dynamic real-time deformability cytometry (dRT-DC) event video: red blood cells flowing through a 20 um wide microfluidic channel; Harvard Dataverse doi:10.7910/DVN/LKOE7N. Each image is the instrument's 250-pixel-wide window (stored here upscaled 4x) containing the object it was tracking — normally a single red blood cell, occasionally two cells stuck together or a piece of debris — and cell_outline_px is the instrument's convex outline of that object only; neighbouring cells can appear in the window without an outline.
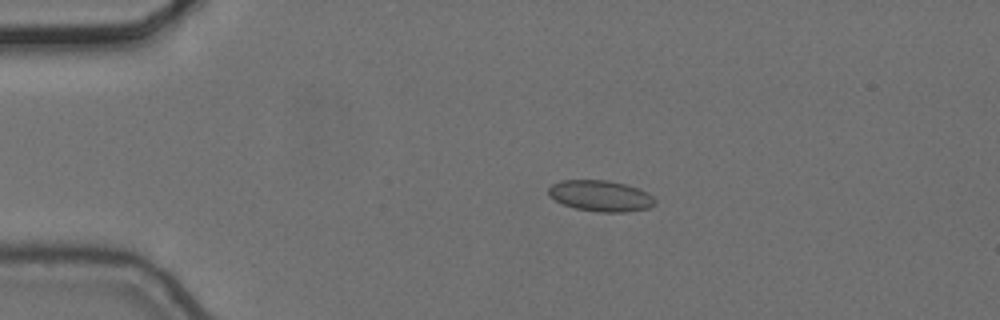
{"species": "common noctule bat (a hibernating species)", "species_latin": "Nyctalus noctula", "temperature_condition": "cold", "stored_images_in_passage": 14, "camera_frame_rate_fps": 3000, "um_per_image_px": 0.085, "animal": {"sex": "female", "body_mass_g": 24.6, "forearm_length_mm": 56.2}, "frame": {"image": 1, "passage_image": 4, "time_ms": 1.0, "image_size_px": [1000, 320], "cell_outline_px": [[656, 204], [648, 208], [628, 212], [600, 212], [576, 208], [564, 204], [548, 196], [548, 188], [552, 184], [560, 180], [608, 180], [624, 184], [648, 192], [656, 200]], "centroid_in_image_um": [51.05, 16.65], "position_along_channel_um": 33.9, "area_um2": 19.25}}
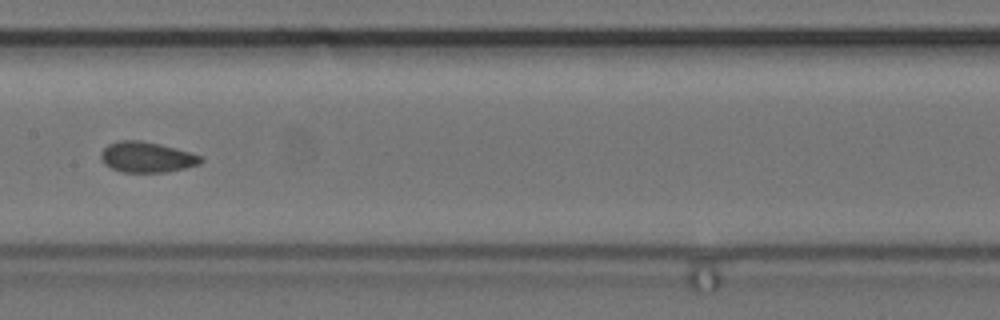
{"frame": {"image": 2, "passage_image": 8, "time_ms": 2.333, "image_size_px": [1000, 320], "cell_outline_px": [[204, 160], [200, 164], [168, 172], [120, 172], [104, 164], [100, 156], [100, 152], [108, 144], [120, 140], [140, 140], [160, 144], [176, 148], [200, 156]], "centroid_in_image_um": [12.45, 13.36], "position_along_channel_um": 194.9, "area_um2": 17.8}}
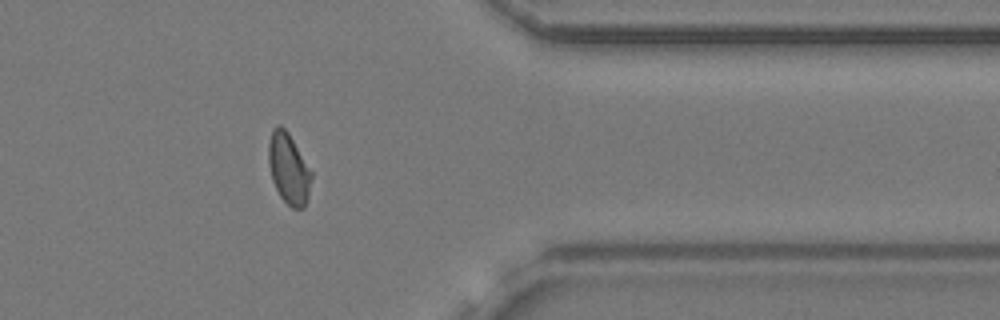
{"frame": {"image": 3, "passage_image": 13, "time_ms": 4.0, "image_size_px": [1000, 320], "cell_outline_px": [[312, 176], [308, 200], [304, 208], [292, 208], [280, 196], [272, 180], [268, 164], [268, 140], [272, 128], [276, 124], [280, 124], [288, 132], [312, 172]], "centroid_in_image_um": [24.52, 14.32], "position_along_channel_um": 386.9, "area_um2": 17.86}}